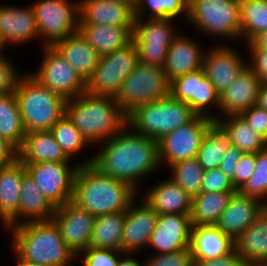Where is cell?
Returning a JSON list of instances; mask_svg holds the SVG:
<instances>
[{
	"instance_id": "cell-23",
	"label": "cell",
	"mask_w": 267,
	"mask_h": 266,
	"mask_svg": "<svg viewBox=\"0 0 267 266\" xmlns=\"http://www.w3.org/2000/svg\"><path fill=\"white\" fill-rule=\"evenodd\" d=\"M178 34L169 46L164 74L169 82L175 78L203 68L205 53L194 41Z\"/></svg>"
},
{
	"instance_id": "cell-1",
	"label": "cell",
	"mask_w": 267,
	"mask_h": 266,
	"mask_svg": "<svg viewBox=\"0 0 267 266\" xmlns=\"http://www.w3.org/2000/svg\"><path fill=\"white\" fill-rule=\"evenodd\" d=\"M103 142L94 157L79 165L93 164L102 173L126 182L137 192L139 179L161 166L158 142L135 132L128 124Z\"/></svg>"
},
{
	"instance_id": "cell-50",
	"label": "cell",
	"mask_w": 267,
	"mask_h": 266,
	"mask_svg": "<svg viewBox=\"0 0 267 266\" xmlns=\"http://www.w3.org/2000/svg\"><path fill=\"white\" fill-rule=\"evenodd\" d=\"M252 58V64H247L261 83H267V49L248 48Z\"/></svg>"
},
{
	"instance_id": "cell-9",
	"label": "cell",
	"mask_w": 267,
	"mask_h": 266,
	"mask_svg": "<svg viewBox=\"0 0 267 266\" xmlns=\"http://www.w3.org/2000/svg\"><path fill=\"white\" fill-rule=\"evenodd\" d=\"M138 62L137 47L133 41L126 47L99 57L98 65L86 82V92L90 95L115 98L124 80Z\"/></svg>"
},
{
	"instance_id": "cell-31",
	"label": "cell",
	"mask_w": 267,
	"mask_h": 266,
	"mask_svg": "<svg viewBox=\"0 0 267 266\" xmlns=\"http://www.w3.org/2000/svg\"><path fill=\"white\" fill-rule=\"evenodd\" d=\"M235 250L246 266L267 261V211L235 240Z\"/></svg>"
},
{
	"instance_id": "cell-59",
	"label": "cell",
	"mask_w": 267,
	"mask_h": 266,
	"mask_svg": "<svg viewBox=\"0 0 267 266\" xmlns=\"http://www.w3.org/2000/svg\"><path fill=\"white\" fill-rule=\"evenodd\" d=\"M6 46V44L4 43V41L2 40V38H1V36H0V57H2L3 55H1V54H3V53H1L2 52V50H3V48Z\"/></svg>"
},
{
	"instance_id": "cell-22",
	"label": "cell",
	"mask_w": 267,
	"mask_h": 266,
	"mask_svg": "<svg viewBox=\"0 0 267 266\" xmlns=\"http://www.w3.org/2000/svg\"><path fill=\"white\" fill-rule=\"evenodd\" d=\"M27 173L18 158L12 164L0 167V220L7 229L17 226L21 183Z\"/></svg>"
},
{
	"instance_id": "cell-5",
	"label": "cell",
	"mask_w": 267,
	"mask_h": 266,
	"mask_svg": "<svg viewBox=\"0 0 267 266\" xmlns=\"http://www.w3.org/2000/svg\"><path fill=\"white\" fill-rule=\"evenodd\" d=\"M26 131H50L65 114L66 99L41 85L30 74L20 75L14 91Z\"/></svg>"
},
{
	"instance_id": "cell-7",
	"label": "cell",
	"mask_w": 267,
	"mask_h": 266,
	"mask_svg": "<svg viewBox=\"0 0 267 266\" xmlns=\"http://www.w3.org/2000/svg\"><path fill=\"white\" fill-rule=\"evenodd\" d=\"M170 95V82L163 67L138 62L124 80L115 100L120 110L130 115L139 106Z\"/></svg>"
},
{
	"instance_id": "cell-53",
	"label": "cell",
	"mask_w": 267,
	"mask_h": 266,
	"mask_svg": "<svg viewBox=\"0 0 267 266\" xmlns=\"http://www.w3.org/2000/svg\"><path fill=\"white\" fill-rule=\"evenodd\" d=\"M18 158V150L0 137V167L12 164Z\"/></svg>"
},
{
	"instance_id": "cell-30",
	"label": "cell",
	"mask_w": 267,
	"mask_h": 266,
	"mask_svg": "<svg viewBox=\"0 0 267 266\" xmlns=\"http://www.w3.org/2000/svg\"><path fill=\"white\" fill-rule=\"evenodd\" d=\"M22 163L68 162L69 157L55 141L50 131L29 132L22 147L18 150Z\"/></svg>"
},
{
	"instance_id": "cell-42",
	"label": "cell",
	"mask_w": 267,
	"mask_h": 266,
	"mask_svg": "<svg viewBox=\"0 0 267 266\" xmlns=\"http://www.w3.org/2000/svg\"><path fill=\"white\" fill-rule=\"evenodd\" d=\"M204 69H198L179 76L170 82V95L177 100L187 103L195 112L196 79L205 77Z\"/></svg>"
},
{
	"instance_id": "cell-4",
	"label": "cell",
	"mask_w": 267,
	"mask_h": 266,
	"mask_svg": "<svg viewBox=\"0 0 267 266\" xmlns=\"http://www.w3.org/2000/svg\"><path fill=\"white\" fill-rule=\"evenodd\" d=\"M13 248L22 260L42 266H67L75 254L64 243L53 220L30 222L9 228Z\"/></svg>"
},
{
	"instance_id": "cell-51",
	"label": "cell",
	"mask_w": 267,
	"mask_h": 266,
	"mask_svg": "<svg viewBox=\"0 0 267 266\" xmlns=\"http://www.w3.org/2000/svg\"><path fill=\"white\" fill-rule=\"evenodd\" d=\"M244 153L237 147L231 145L224 154L223 159L219 164V169L232 181L235 187V168L237 162L240 160Z\"/></svg>"
},
{
	"instance_id": "cell-11",
	"label": "cell",
	"mask_w": 267,
	"mask_h": 266,
	"mask_svg": "<svg viewBox=\"0 0 267 266\" xmlns=\"http://www.w3.org/2000/svg\"><path fill=\"white\" fill-rule=\"evenodd\" d=\"M171 18L135 19L133 42L136 44L139 61L163 67L169 46L178 35L173 30Z\"/></svg>"
},
{
	"instance_id": "cell-20",
	"label": "cell",
	"mask_w": 267,
	"mask_h": 266,
	"mask_svg": "<svg viewBox=\"0 0 267 266\" xmlns=\"http://www.w3.org/2000/svg\"><path fill=\"white\" fill-rule=\"evenodd\" d=\"M261 82L246 65L234 82L219 94V110L223 115H239L256 105Z\"/></svg>"
},
{
	"instance_id": "cell-45",
	"label": "cell",
	"mask_w": 267,
	"mask_h": 266,
	"mask_svg": "<svg viewBox=\"0 0 267 266\" xmlns=\"http://www.w3.org/2000/svg\"><path fill=\"white\" fill-rule=\"evenodd\" d=\"M82 252L84 255V266H118V258L120 257H117V254L120 256L123 254L122 251L95 248L90 246Z\"/></svg>"
},
{
	"instance_id": "cell-2",
	"label": "cell",
	"mask_w": 267,
	"mask_h": 266,
	"mask_svg": "<svg viewBox=\"0 0 267 266\" xmlns=\"http://www.w3.org/2000/svg\"><path fill=\"white\" fill-rule=\"evenodd\" d=\"M137 191L126 182L102 173L93 164H80L72 201L95 217L126 211Z\"/></svg>"
},
{
	"instance_id": "cell-6",
	"label": "cell",
	"mask_w": 267,
	"mask_h": 266,
	"mask_svg": "<svg viewBox=\"0 0 267 266\" xmlns=\"http://www.w3.org/2000/svg\"><path fill=\"white\" fill-rule=\"evenodd\" d=\"M196 115L187 103L169 95L136 108L127 116V124L135 132L158 142Z\"/></svg>"
},
{
	"instance_id": "cell-29",
	"label": "cell",
	"mask_w": 267,
	"mask_h": 266,
	"mask_svg": "<svg viewBox=\"0 0 267 266\" xmlns=\"http://www.w3.org/2000/svg\"><path fill=\"white\" fill-rule=\"evenodd\" d=\"M55 211L56 207L43 195L34 179L27 173L21 183L17 226L30 222L52 220ZM23 216L25 219L27 217V220L20 222L19 219Z\"/></svg>"
},
{
	"instance_id": "cell-12",
	"label": "cell",
	"mask_w": 267,
	"mask_h": 266,
	"mask_svg": "<svg viewBox=\"0 0 267 266\" xmlns=\"http://www.w3.org/2000/svg\"><path fill=\"white\" fill-rule=\"evenodd\" d=\"M210 117L196 115L190 122L176 128L158 141L160 165L195 158L208 127L214 122Z\"/></svg>"
},
{
	"instance_id": "cell-19",
	"label": "cell",
	"mask_w": 267,
	"mask_h": 266,
	"mask_svg": "<svg viewBox=\"0 0 267 266\" xmlns=\"http://www.w3.org/2000/svg\"><path fill=\"white\" fill-rule=\"evenodd\" d=\"M209 51L205 52L203 69L220 94L234 82L247 63L238 52L226 44L225 46L219 44Z\"/></svg>"
},
{
	"instance_id": "cell-37",
	"label": "cell",
	"mask_w": 267,
	"mask_h": 266,
	"mask_svg": "<svg viewBox=\"0 0 267 266\" xmlns=\"http://www.w3.org/2000/svg\"><path fill=\"white\" fill-rule=\"evenodd\" d=\"M241 38L251 42L267 31V0H240Z\"/></svg>"
},
{
	"instance_id": "cell-26",
	"label": "cell",
	"mask_w": 267,
	"mask_h": 266,
	"mask_svg": "<svg viewBox=\"0 0 267 266\" xmlns=\"http://www.w3.org/2000/svg\"><path fill=\"white\" fill-rule=\"evenodd\" d=\"M143 198L158 215H190L192 211V198L171 179L157 183Z\"/></svg>"
},
{
	"instance_id": "cell-38",
	"label": "cell",
	"mask_w": 267,
	"mask_h": 266,
	"mask_svg": "<svg viewBox=\"0 0 267 266\" xmlns=\"http://www.w3.org/2000/svg\"><path fill=\"white\" fill-rule=\"evenodd\" d=\"M171 179L178 184L191 198L201 193L204 168L199 164L198 158L178 161L170 165Z\"/></svg>"
},
{
	"instance_id": "cell-24",
	"label": "cell",
	"mask_w": 267,
	"mask_h": 266,
	"mask_svg": "<svg viewBox=\"0 0 267 266\" xmlns=\"http://www.w3.org/2000/svg\"><path fill=\"white\" fill-rule=\"evenodd\" d=\"M189 249L192 260L217 259L235 250V240L216 225L192 226Z\"/></svg>"
},
{
	"instance_id": "cell-47",
	"label": "cell",
	"mask_w": 267,
	"mask_h": 266,
	"mask_svg": "<svg viewBox=\"0 0 267 266\" xmlns=\"http://www.w3.org/2000/svg\"><path fill=\"white\" fill-rule=\"evenodd\" d=\"M248 126L267 141V110L257 105L239 114Z\"/></svg>"
},
{
	"instance_id": "cell-55",
	"label": "cell",
	"mask_w": 267,
	"mask_h": 266,
	"mask_svg": "<svg viewBox=\"0 0 267 266\" xmlns=\"http://www.w3.org/2000/svg\"><path fill=\"white\" fill-rule=\"evenodd\" d=\"M256 105L267 110V83H261Z\"/></svg>"
},
{
	"instance_id": "cell-48",
	"label": "cell",
	"mask_w": 267,
	"mask_h": 266,
	"mask_svg": "<svg viewBox=\"0 0 267 266\" xmlns=\"http://www.w3.org/2000/svg\"><path fill=\"white\" fill-rule=\"evenodd\" d=\"M16 72V68L7 60V57H0V95L14 93L20 77Z\"/></svg>"
},
{
	"instance_id": "cell-13",
	"label": "cell",
	"mask_w": 267,
	"mask_h": 266,
	"mask_svg": "<svg viewBox=\"0 0 267 266\" xmlns=\"http://www.w3.org/2000/svg\"><path fill=\"white\" fill-rule=\"evenodd\" d=\"M44 51L39 70L30 74L34 79L66 100L86 92V82L53 47Z\"/></svg>"
},
{
	"instance_id": "cell-8",
	"label": "cell",
	"mask_w": 267,
	"mask_h": 266,
	"mask_svg": "<svg viewBox=\"0 0 267 266\" xmlns=\"http://www.w3.org/2000/svg\"><path fill=\"white\" fill-rule=\"evenodd\" d=\"M187 19L200 31L218 38L241 37L240 0H189Z\"/></svg>"
},
{
	"instance_id": "cell-15",
	"label": "cell",
	"mask_w": 267,
	"mask_h": 266,
	"mask_svg": "<svg viewBox=\"0 0 267 266\" xmlns=\"http://www.w3.org/2000/svg\"><path fill=\"white\" fill-rule=\"evenodd\" d=\"M95 218L71 200L56 207L52 220L56 223L66 246L75 256H80L82 251L89 247Z\"/></svg>"
},
{
	"instance_id": "cell-34",
	"label": "cell",
	"mask_w": 267,
	"mask_h": 266,
	"mask_svg": "<svg viewBox=\"0 0 267 266\" xmlns=\"http://www.w3.org/2000/svg\"><path fill=\"white\" fill-rule=\"evenodd\" d=\"M125 215L126 211L97 216L89 246L121 251Z\"/></svg>"
},
{
	"instance_id": "cell-39",
	"label": "cell",
	"mask_w": 267,
	"mask_h": 266,
	"mask_svg": "<svg viewBox=\"0 0 267 266\" xmlns=\"http://www.w3.org/2000/svg\"><path fill=\"white\" fill-rule=\"evenodd\" d=\"M148 6L151 14L148 15L149 19L159 18H171L174 19L176 16L187 14L189 11L190 1L189 0H138L134 7L135 19H143V10Z\"/></svg>"
},
{
	"instance_id": "cell-3",
	"label": "cell",
	"mask_w": 267,
	"mask_h": 266,
	"mask_svg": "<svg viewBox=\"0 0 267 266\" xmlns=\"http://www.w3.org/2000/svg\"><path fill=\"white\" fill-rule=\"evenodd\" d=\"M65 114L90 144L110 139L127 124L114 97L87 92L67 100Z\"/></svg>"
},
{
	"instance_id": "cell-49",
	"label": "cell",
	"mask_w": 267,
	"mask_h": 266,
	"mask_svg": "<svg viewBox=\"0 0 267 266\" xmlns=\"http://www.w3.org/2000/svg\"><path fill=\"white\" fill-rule=\"evenodd\" d=\"M256 154L244 153L235 168V189L238 191L255 171Z\"/></svg>"
},
{
	"instance_id": "cell-36",
	"label": "cell",
	"mask_w": 267,
	"mask_h": 266,
	"mask_svg": "<svg viewBox=\"0 0 267 266\" xmlns=\"http://www.w3.org/2000/svg\"><path fill=\"white\" fill-rule=\"evenodd\" d=\"M231 145L228 133L217 121H214L208 127L200 145L197 155L199 164L204 170L218 168Z\"/></svg>"
},
{
	"instance_id": "cell-46",
	"label": "cell",
	"mask_w": 267,
	"mask_h": 266,
	"mask_svg": "<svg viewBox=\"0 0 267 266\" xmlns=\"http://www.w3.org/2000/svg\"><path fill=\"white\" fill-rule=\"evenodd\" d=\"M144 266H193L189 248L174 252L157 254L150 257Z\"/></svg>"
},
{
	"instance_id": "cell-43",
	"label": "cell",
	"mask_w": 267,
	"mask_h": 266,
	"mask_svg": "<svg viewBox=\"0 0 267 266\" xmlns=\"http://www.w3.org/2000/svg\"><path fill=\"white\" fill-rule=\"evenodd\" d=\"M213 104L219 109V93L214 88V85L207 76L203 79H196L195 113L210 117L216 121L217 115L206 113L209 107L214 106Z\"/></svg>"
},
{
	"instance_id": "cell-32",
	"label": "cell",
	"mask_w": 267,
	"mask_h": 266,
	"mask_svg": "<svg viewBox=\"0 0 267 266\" xmlns=\"http://www.w3.org/2000/svg\"><path fill=\"white\" fill-rule=\"evenodd\" d=\"M236 192H201L192 198V226L216 225Z\"/></svg>"
},
{
	"instance_id": "cell-41",
	"label": "cell",
	"mask_w": 267,
	"mask_h": 266,
	"mask_svg": "<svg viewBox=\"0 0 267 266\" xmlns=\"http://www.w3.org/2000/svg\"><path fill=\"white\" fill-rule=\"evenodd\" d=\"M238 192L264 204L267 202V148L256 153L255 171Z\"/></svg>"
},
{
	"instance_id": "cell-54",
	"label": "cell",
	"mask_w": 267,
	"mask_h": 266,
	"mask_svg": "<svg viewBox=\"0 0 267 266\" xmlns=\"http://www.w3.org/2000/svg\"><path fill=\"white\" fill-rule=\"evenodd\" d=\"M248 48L267 49V31L258 34L251 42H248Z\"/></svg>"
},
{
	"instance_id": "cell-60",
	"label": "cell",
	"mask_w": 267,
	"mask_h": 266,
	"mask_svg": "<svg viewBox=\"0 0 267 266\" xmlns=\"http://www.w3.org/2000/svg\"><path fill=\"white\" fill-rule=\"evenodd\" d=\"M250 266H267V261L266 262H260V263H255Z\"/></svg>"
},
{
	"instance_id": "cell-14",
	"label": "cell",
	"mask_w": 267,
	"mask_h": 266,
	"mask_svg": "<svg viewBox=\"0 0 267 266\" xmlns=\"http://www.w3.org/2000/svg\"><path fill=\"white\" fill-rule=\"evenodd\" d=\"M43 195L59 207L73 198L74 178L79 166L68 162L23 163ZM73 167V168H72Z\"/></svg>"
},
{
	"instance_id": "cell-25",
	"label": "cell",
	"mask_w": 267,
	"mask_h": 266,
	"mask_svg": "<svg viewBox=\"0 0 267 266\" xmlns=\"http://www.w3.org/2000/svg\"><path fill=\"white\" fill-rule=\"evenodd\" d=\"M0 36L4 43L21 44L39 36L32 6H0Z\"/></svg>"
},
{
	"instance_id": "cell-18",
	"label": "cell",
	"mask_w": 267,
	"mask_h": 266,
	"mask_svg": "<svg viewBox=\"0 0 267 266\" xmlns=\"http://www.w3.org/2000/svg\"><path fill=\"white\" fill-rule=\"evenodd\" d=\"M79 24L134 27V7L121 0H80Z\"/></svg>"
},
{
	"instance_id": "cell-21",
	"label": "cell",
	"mask_w": 267,
	"mask_h": 266,
	"mask_svg": "<svg viewBox=\"0 0 267 266\" xmlns=\"http://www.w3.org/2000/svg\"><path fill=\"white\" fill-rule=\"evenodd\" d=\"M264 209L263 202L253 197L241 195L237 191L220 215L216 226L224 234L236 240Z\"/></svg>"
},
{
	"instance_id": "cell-57",
	"label": "cell",
	"mask_w": 267,
	"mask_h": 266,
	"mask_svg": "<svg viewBox=\"0 0 267 266\" xmlns=\"http://www.w3.org/2000/svg\"><path fill=\"white\" fill-rule=\"evenodd\" d=\"M16 256H17L18 266H42V265H39L37 263H32V262H29L26 260H22L18 255H16Z\"/></svg>"
},
{
	"instance_id": "cell-44",
	"label": "cell",
	"mask_w": 267,
	"mask_h": 266,
	"mask_svg": "<svg viewBox=\"0 0 267 266\" xmlns=\"http://www.w3.org/2000/svg\"><path fill=\"white\" fill-rule=\"evenodd\" d=\"M201 192H237L232 181L219 169L204 170Z\"/></svg>"
},
{
	"instance_id": "cell-17",
	"label": "cell",
	"mask_w": 267,
	"mask_h": 266,
	"mask_svg": "<svg viewBox=\"0 0 267 266\" xmlns=\"http://www.w3.org/2000/svg\"><path fill=\"white\" fill-rule=\"evenodd\" d=\"M191 228L190 215L159 214L148 245L157 250L156 254L189 248Z\"/></svg>"
},
{
	"instance_id": "cell-28",
	"label": "cell",
	"mask_w": 267,
	"mask_h": 266,
	"mask_svg": "<svg viewBox=\"0 0 267 266\" xmlns=\"http://www.w3.org/2000/svg\"><path fill=\"white\" fill-rule=\"evenodd\" d=\"M134 27L111 25L79 24L78 32L97 51L104 56L126 47L133 41Z\"/></svg>"
},
{
	"instance_id": "cell-35",
	"label": "cell",
	"mask_w": 267,
	"mask_h": 266,
	"mask_svg": "<svg viewBox=\"0 0 267 266\" xmlns=\"http://www.w3.org/2000/svg\"><path fill=\"white\" fill-rule=\"evenodd\" d=\"M25 136L26 131L15 93L0 95V137L19 150L24 143Z\"/></svg>"
},
{
	"instance_id": "cell-27",
	"label": "cell",
	"mask_w": 267,
	"mask_h": 266,
	"mask_svg": "<svg viewBox=\"0 0 267 266\" xmlns=\"http://www.w3.org/2000/svg\"><path fill=\"white\" fill-rule=\"evenodd\" d=\"M66 62L87 82L98 65L97 51L79 32L57 42L52 46Z\"/></svg>"
},
{
	"instance_id": "cell-16",
	"label": "cell",
	"mask_w": 267,
	"mask_h": 266,
	"mask_svg": "<svg viewBox=\"0 0 267 266\" xmlns=\"http://www.w3.org/2000/svg\"><path fill=\"white\" fill-rule=\"evenodd\" d=\"M134 202L135 199L126 210L123 225L121 251L125 255L135 254L146 247L157 224L158 214L145 200L136 207Z\"/></svg>"
},
{
	"instance_id": "cell-40",
	"label": "cell",
	"mask_w": 267,
	"mask_h": 266,
	"mask_svg": "<svg viewBox=\"0 0 267 266\" xmlns=\"http://www.w3.org/2000/svg\"><path fill=\"white\" fill-rule=\"evenodd\" d=\"M55 141L60 145L64 153L71 158L90 143L77 130L72 121L64 114L51 128Z\"/></svg>"
},
{
	"instance_id": "cell-58",
	"label": "cell",
	"mask_w": 267,
	"mask_h": 266,
	"mask_svg": "<svg viewBox=\"0 0 267 266\" xmlns=\"http://www.w3.org/2000/svg\"><path fill=\"white\" fill-rule=\"evenodd\" d=\"M121 1H124L126 3H129L131 6L135 7L138 0H121Z\"/></svg>"
},
{
	"instance_id": "cell-33",
	"label": "cell",
	"mask_w": 267,
	"mask_h": 266,
	"mask_svg": "<svg viewBox=\"0 0 267 266\" xmlns=\"http://www.w3.org/2000/svg\"><path fill=\"white\" fill-rule=\"evenodd\" d=\"M226 119V120H225ZM228 133L232 146L243 153H258L267 148V141L252 130L240 115H229L216 120Z\"/></svg>"
},
{
	"instance_id": "cell-10",
	"label": "cell",
	"mask_w": 267,
	"mask_h": 266,
	"mask_svg": "<svg viewBox=\"0 0 267 266\" xmlns=\"http://www.w3.org/2000/svg\"><path fill=\"white\" fill-rule=\"evenodd\" d=\"M39 37L44 46L52 47L57 42L78 32L79 1L39 0L33 5Z\"/></svg>"
},
{
	"instance_id": "cell-61",
	"label": "cell",
	"mask_w": 267,
	"mask_h": 266,
	"mask_svg": "<svg viewBox=\"0 0 267 266\" xmlns=\"http://www.w3.org/2000/svg\"><path fill=\"white\" fill-rule=\"evenodd\" d=\"M264 205H265V210L267 211V202Z\"/></svg>"
},
{
	"instance_id": "cell-52",
	"label": "cell",
	"mask_w": 267,
	"mask_h": 266,
	"mask_svg": "<svg viewBox=\"0 0 267 266\" xmlns=\"http://www.w3.org/2000/svg\"><path fill=\"white\" fill-rule=\"evenodd\" d=\"M193 266H246L237 253L234 250L229 255L210 260H193Z\"/></svg>"
},
{
	"instance_id": "cell-56",
	"label": "cell",
	"mask_w": 267,
	"mask_h": 266,
	"mask_svg": "<svg viewBox=\"0 0 267 266\" xmlns=\"http://www.w3.org/2000/svg\"><path fill=\"white\" fill-rule=\"evenodd\" d=\"M118 266H143L137 261L136 259H133L132 256L128 257L126 256L124 259L119 258Z\"/></svg>"
}]
</instances>
